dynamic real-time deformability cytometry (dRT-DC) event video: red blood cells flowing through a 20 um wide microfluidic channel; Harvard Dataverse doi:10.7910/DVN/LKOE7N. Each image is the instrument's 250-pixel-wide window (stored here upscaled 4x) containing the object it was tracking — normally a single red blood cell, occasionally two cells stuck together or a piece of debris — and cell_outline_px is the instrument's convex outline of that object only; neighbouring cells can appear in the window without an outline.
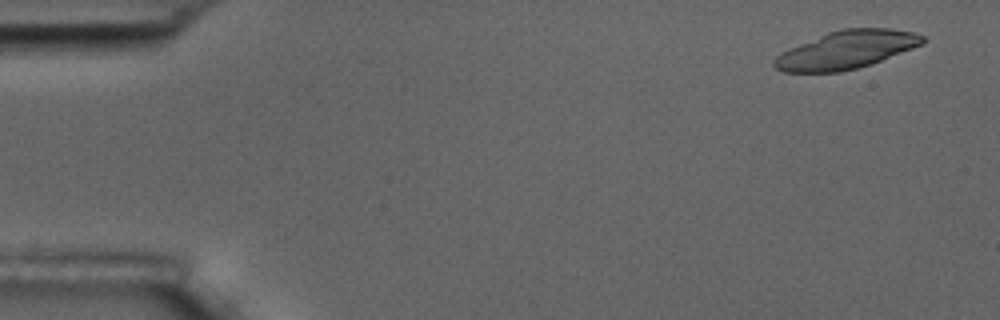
{"species": "common noctule bat (a hibernating species)", "species_latin": "Nyctalus noctula", "temperature_condition": "room temperature", "stored_images_in_passage": 7, "camera_frame_rate_fps": 3000, "um_per_image_px": 0.085, "animal": {"sex": "male", "body_mass_g": 17.5, "forearm_length_mm": 52.3}, "frame": {"image": 1, "passage_image": 1, "time_ms": 0.0, "image_size_px": [1000, 320], "cell_outline_px": [[928, 40], [924, 44], [872, 64], [840, 72], [784, 72], [776, 68], [772, 64], [772, 60], [776, 56], [788, 48], [828, 32], [840, 28], [888, 28], [912, 32], [924, 36]], "centroid_in_image_um": [71.95, 4.23], "position_along_channel_um": 13.0, "area_um2": 33.0}}